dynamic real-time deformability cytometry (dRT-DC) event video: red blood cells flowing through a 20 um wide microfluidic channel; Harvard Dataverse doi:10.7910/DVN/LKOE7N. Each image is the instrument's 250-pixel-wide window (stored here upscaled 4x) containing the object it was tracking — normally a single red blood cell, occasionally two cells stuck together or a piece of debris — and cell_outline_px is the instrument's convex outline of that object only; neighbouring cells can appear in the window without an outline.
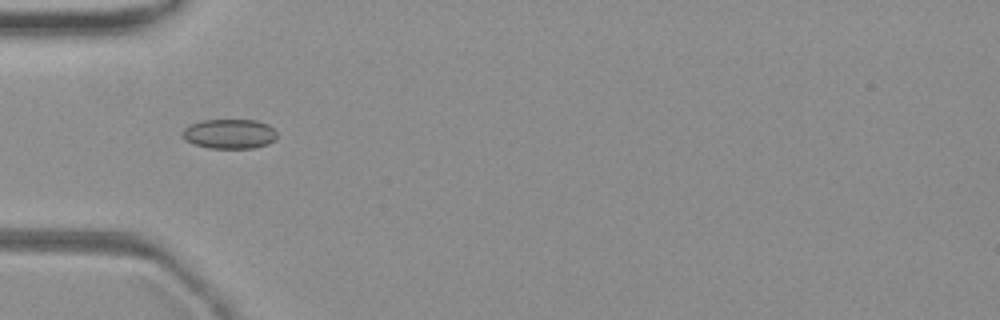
{"species": "common noctule bat (a hibernating species)", "species_latin": "Nyctalus noctula", "temperature_condition": "warm", "stored_images_in_passage": 12, "camera_frame_rate_fps": 3000, "um_per_image_px": 0.085, "animal": {"sex": "female", "body_mass_g": 19.3, "forearm_length_mm": 54.1}, "frame": {"image": 1, "passage_image": 1, "time_ms": 0.0, "image_size_px": [1000, 320], "cell_outline_px": [[276, 140], [268, 144], [252, 148], [208, 148], [192, 144], [184, 140], [180, 136], [180, 132], [188, 124], [200, 120], [256, 120], [268, 124], [276, 132]], "centroid_in_image_um": [19.44, 11.38], "position_along_channel_um": 65.6, "area_um2": 16.7}}
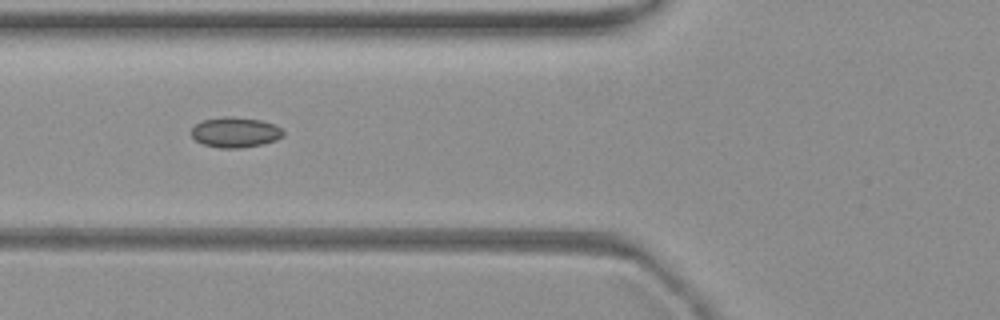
{"frame": {"image": 2, "passage_image": 5, "time_ms": 1.333, "image_size_px": [1000, 320], "cell_outline_px": [[284, 136], [276, 140], [264, 144], [240, 148], [220, 148], [204, 144], [196, 140], [192, 136], [192, 128], [196, 124], [204, 120], [224, 116], [228, 116], [260, 120], [276, 124], [284, 132]], "centroid_in_image_um": [20.04, 11.25], "position_along_channel_um": 105.8, "area_um2": 16.18}}
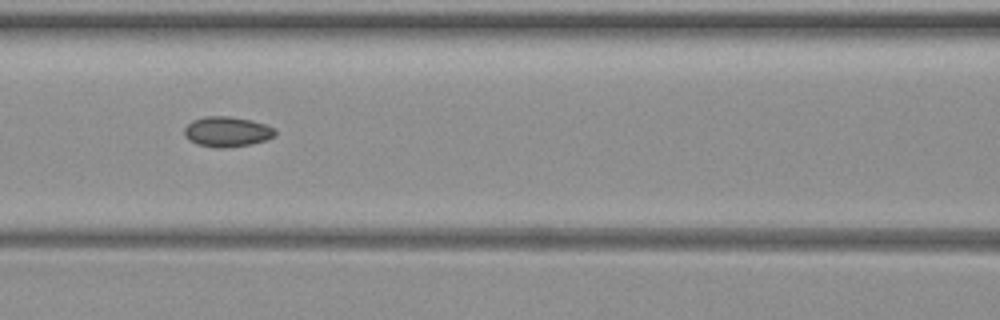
{"frame": {"image": 3, "passage_image": 9, "time_ms": 2.667, "image_size_px": [1000, 320], "cell_outline_px": [[276, 136], [252, 144], [228, 148], [216, 148], [196, 144], [188, 140], [184, 136], [184, 128], [192, 120], [204, 116], [228, 116], [252, 120], [276, 128]], "centroid_in_image_um": [19.29, 11.2], "position_along_channel_um": 147.3, "area_um2": 16.24}}